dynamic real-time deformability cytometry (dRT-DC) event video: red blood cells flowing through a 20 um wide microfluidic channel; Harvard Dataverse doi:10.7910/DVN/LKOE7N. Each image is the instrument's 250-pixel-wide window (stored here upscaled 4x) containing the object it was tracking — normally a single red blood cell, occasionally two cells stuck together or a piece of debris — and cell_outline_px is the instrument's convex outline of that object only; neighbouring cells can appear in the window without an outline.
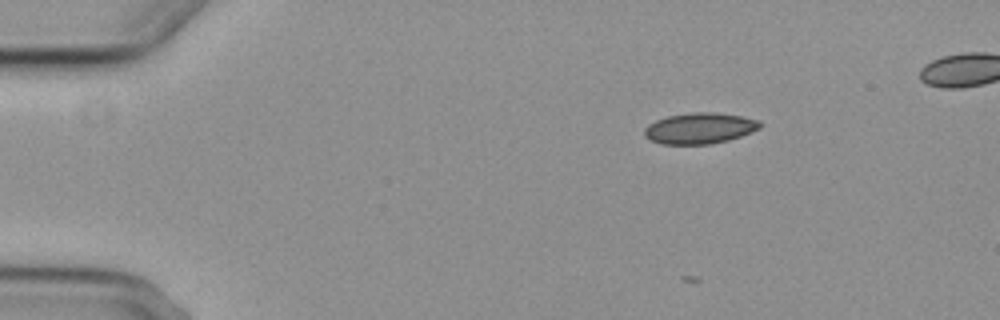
{"species": "common noctule bat (a hibernating species)", "species_latin": "Nyctalus noctula", "temperature_condition": "cold", "stored_images_in_passage": 5, "camera_frame_rate_fps": 3000, "um_per_image_px": 0.085, "animal": {"sex": "female", "body_mass_g": 29.2, "forearm_length_mm": 56.3}, "frame": {"image": 1, "passage_image": 2, "time_ms": 1.0, "image_size_px": [1000, 320], "cell_outline_px": [[760, 128], [752, 132], [728, 140], [708, 144], [660, 144], [644, 136], [644, 128], [648, 124], [656, 120], [668, 116], [692, 112], [716, 112], [740, 116], [760, 120]], "centroid_in_image_um": [59.46, 10.9], "position_along_channel_um": 25.5, "area_um2": 20.81}}